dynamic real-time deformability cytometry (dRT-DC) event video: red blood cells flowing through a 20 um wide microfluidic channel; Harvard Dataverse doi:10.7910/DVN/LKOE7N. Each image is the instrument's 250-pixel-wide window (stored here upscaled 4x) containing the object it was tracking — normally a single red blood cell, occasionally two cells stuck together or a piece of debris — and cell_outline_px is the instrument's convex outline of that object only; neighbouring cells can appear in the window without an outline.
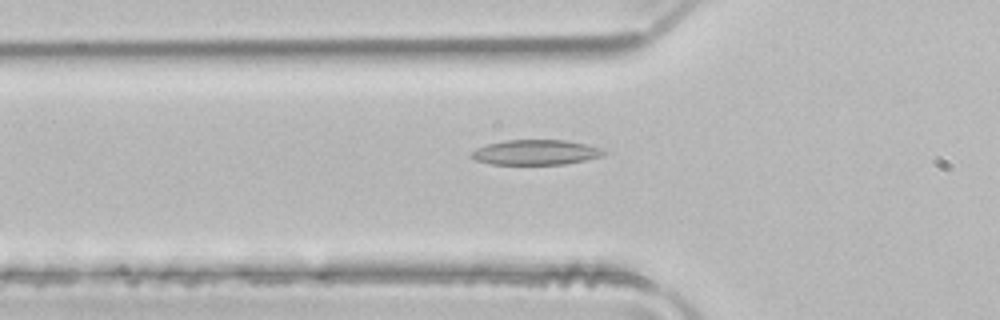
{"species": "common noctule bat (a hibernating species)", "species_latin": "Nyctalus noctula", "temperature_condition": "room temperature", "stored_images_in_passage": 46, "camera_frame_rate_fps": 3000, "um_per_image_px": 0.085, "animal": {"sex": "male", "body_mass_g": 21.5, "forearm_length_mm": 52.0}, "frame": {"image": 1, "passage_image": 12, "time_ms": 3.667, "image_size_px": [1000, 320], "cell_outline_px": [[608, 152], [604, 156], [564, 164], [488, 164], [476, 160], [472, 156], [472, 152], [476, 148], [488, 144], [504, 140], [564, 140], [584, 144], [600, 148]], "centroid_in_image_um": [45.55, 12.95], "position_along_channel_um": 80.3, "area_um2": 19.19}}
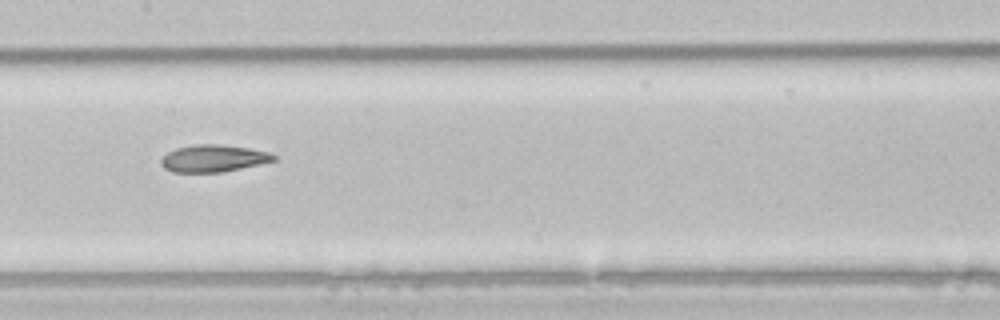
{"frame": {"image": 2, "passage_image": 20, "time_ms": 6.333, "image_size_px": [1000, 320], "cell_outline_px": [[276, 160], [224, 172], [172, 172], [164, 168], [160, 164], [160, 160], [168, 152], [176, 148], [196, 144], [220, 144], [248, 148], [268, 152], [276, 156]], "centroid_in_image_um": [18.11, 13.46], "position_along_channel_um": 189.3, "area_um2": 17.74}}
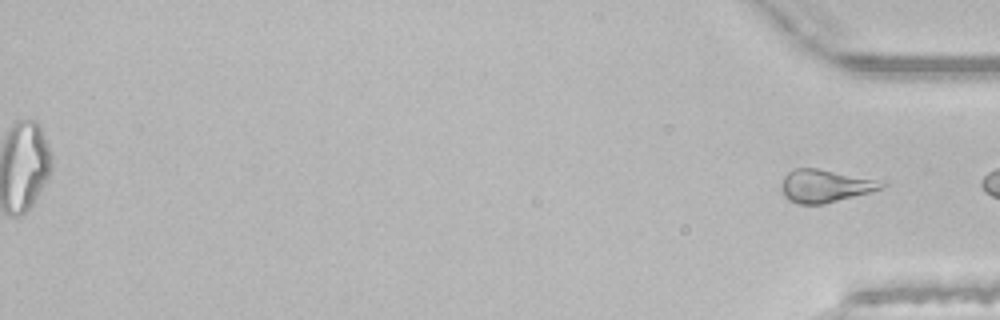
{"frame": {"image": 3, "passage_image": 46, "time_ms": 15.0, "image_size_px": [1000, 320], "cell_outline_px": [[888, 184], [880, 188], [868, 192], [824, 204], [796, 204], [788, 200], [780, 192], [780, 184], [784, 176], [792, 168], [816, 168], [884, 180]], "centroid_in_image_um": [70.09, 15.79], "position_along_channel_um": 365.1, "area_um2": 19.42}, "authors_computed_cell_mechanics": {"area_um2": 19.4786, "velocity_mm_per_s": 4.0456, "shape_relaxation_time_tau1_ms": 8.5133, "shape_relaxation_time_tau2_ms": 4.1687, "deformation_change_tau1": 0.2132, "deformation_change_tau2": 0.1303}}